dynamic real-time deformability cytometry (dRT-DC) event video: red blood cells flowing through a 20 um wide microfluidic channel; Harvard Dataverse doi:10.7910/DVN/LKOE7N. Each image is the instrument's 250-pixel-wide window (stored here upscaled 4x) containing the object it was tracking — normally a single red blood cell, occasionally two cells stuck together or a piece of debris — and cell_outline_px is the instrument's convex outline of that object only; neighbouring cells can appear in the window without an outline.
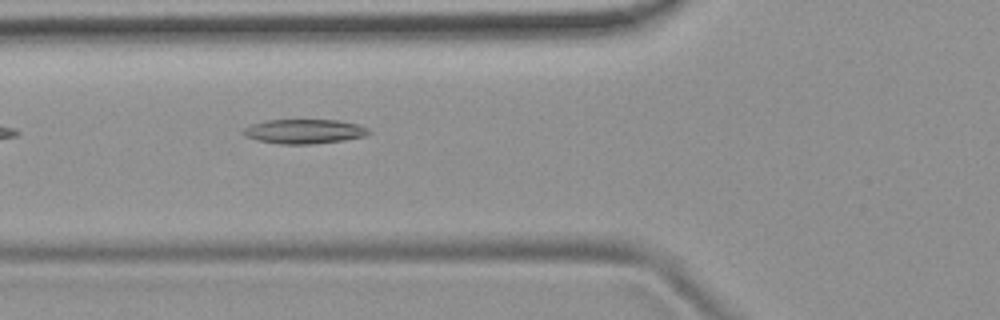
{"species": "common noctule bat (a hibernating species)", "species_latin": "Nyctalus noctula", "temperature_condition": "room temperature", "stored_images_in_passage": 4, "camera_frame_rate_fps": 3000, "um_per_image_px": 0.085, "animal": {"sex": "female", "body_mass_g": 19.9}, "frame": {"image": 1, "passage_image": 4, "time_ms": 3.667, "image_size_px": [1000, 320], "cell_outline_px": [[372, 132], [364, 136], [344, 140], [312, 144], [280, 144], [256, 140], [244, 136], [240, 132], [244, 128], [252, 124], [268, 120], [340, 120], [360, 124], [368, 128]], "centroid_in_image_um": [25.86, 11.17], "position_along_channel_um": 99.9, "area_um2": 18.03}}